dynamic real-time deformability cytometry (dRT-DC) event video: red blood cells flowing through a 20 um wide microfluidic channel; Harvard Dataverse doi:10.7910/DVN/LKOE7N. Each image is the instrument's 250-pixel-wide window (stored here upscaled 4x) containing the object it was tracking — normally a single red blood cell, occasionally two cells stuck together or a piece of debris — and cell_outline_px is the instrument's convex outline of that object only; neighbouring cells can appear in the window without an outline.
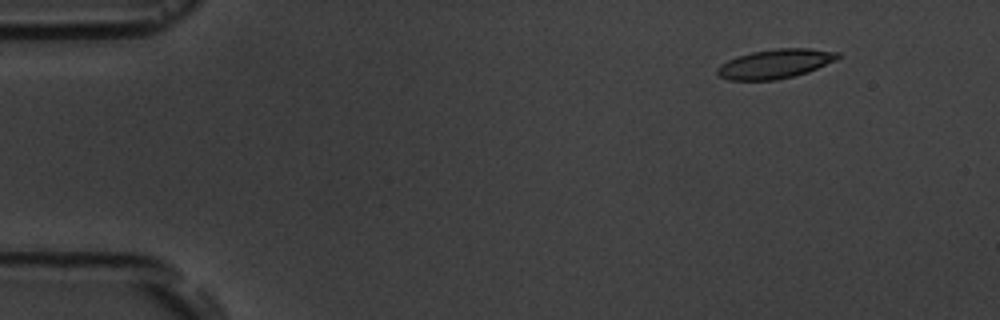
{"species": "common noctule bat (a hibernating species)", "species_latin": "Nyctalus noctula", "temperature_condition": "room temperature", "stored_images_in_passage": 11, "camera_frame_rate_fps": 3000, "um_per_image_px": 0.085, "animal": {"sex": "male", "body_mass_g": 19.5, "forearm_length_mm": 54.6}, "frame": {"image": 1, "passage_image": 2, "time_ms": 1.667, "image_size_px": [1000, 320], "cell_outline_px": [[840, 56], [836, 60], [808, 72], [776, 80], [728, 80], [720, 76], [716, 72], [716, 68], [720, 64], [728, 60], [752, 52], [776, 48], [808, 48], [840, 52]], "centroid_in_image_um": [65.9, 5.42], "position_along_channel_um": 19.1, "area_um2": 20.46}}
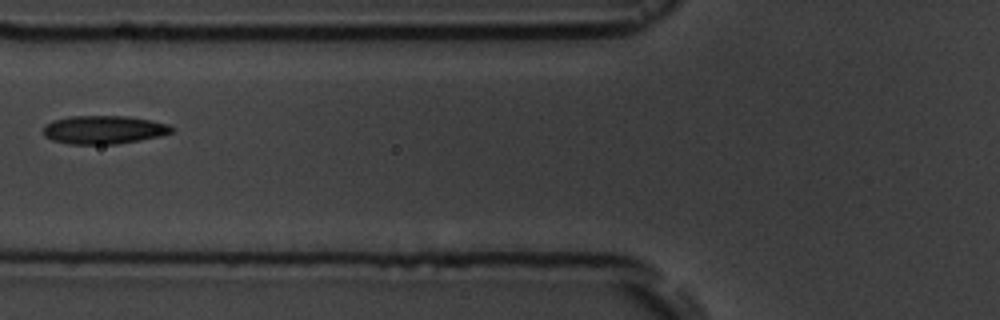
{"frame": {"image": 2, "passage_image": 6, "time_ms": 7.0, "image_size_px": [1000, 320], "cell_outline_px": [[176, 128], [172, 132], [160, 136], [140, 140], [116, 144], [68, 144], [52, 140], [44, 136], [44, 124], [52, 120], [68, 116], [128, 116], [152, 120], [168, 124]], "centroid_in_image_um": [8.82, 11.02], "position_along_channel_um": 117.0, "area_um2": 21.44}}
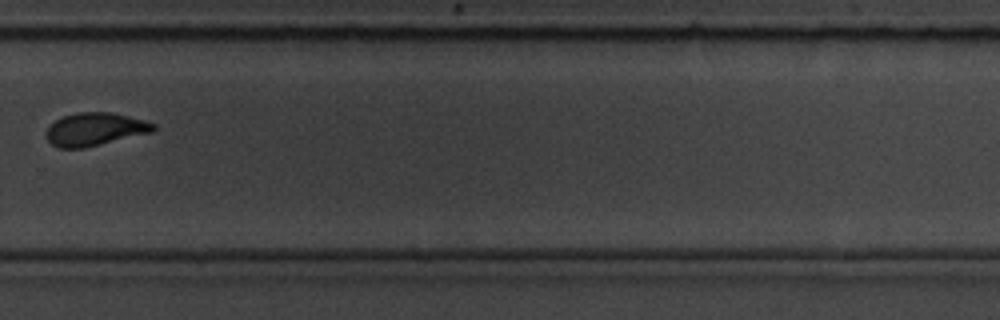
{"frame": {"image": 3, "passage_image": 11, "time_ms": 12.667, "image_size_px": [1000, 320], "cell_outline_px": [[156, 132], [84, 148], [60, 148], [52, 144], [48, 140], [48, 128], [56, 120], [64, 116], [76, 112], [112, 112], [144, 120], [156, 124]], "centroid_in_image_um": [8.15, 10.99], "position_along_channel_um": 321.6, "area_um2": 20.63}}